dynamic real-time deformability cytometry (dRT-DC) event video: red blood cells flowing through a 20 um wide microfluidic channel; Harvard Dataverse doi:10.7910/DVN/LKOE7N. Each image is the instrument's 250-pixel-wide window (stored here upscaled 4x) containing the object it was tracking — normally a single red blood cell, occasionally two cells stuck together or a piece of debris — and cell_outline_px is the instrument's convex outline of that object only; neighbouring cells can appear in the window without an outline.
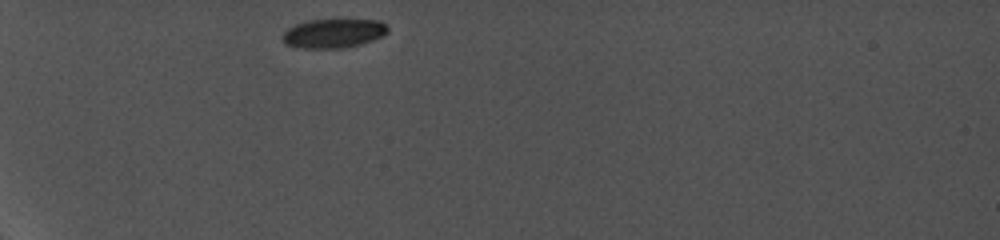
{"species": "common noctule bat (a hibernating species)", "species_latin": "Nyctalus noctula", "temperature_condition": "cold", "stored_images_in_passage": 56, "camera_frame_rate_fps": 5000, "um_per_image_px": 0.085, "animal": {"sex": "female", "body_mass_g": 19.0, "forearm_length_mm": 56.7}, "frame": {"image": 1, "passage_image": 1, "time_ms": 0.0, "image_size_px": [1000, 240], "cell_outline_px": [[388, 32], [372, 40], [360, 44], [344, 48], [296, 48], [284, 44], [284, 32], [288, 28], [296, 24], [308, 20], [380, 20], [388, 24]], "centroid_in_image_um": [28.35, 2.83], "position_along_channel_um": 56.6, "area_um2": 17.8}}
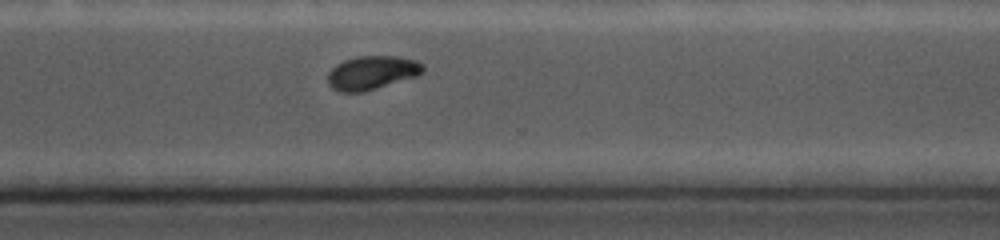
{"frame": {"image": 2, "passage_image": 43, "time_ms": 8.4, "image_size_px": [1000, 240], "cell_outline_px": [[424, 72], [416, 76], [364, 92], [340, 92], [332, 88], [328, 84], [328, 72], [336, 64], [344, 60], [356, 56], [396, 56], [416, 60], [424, 64]], "centroid_in_image_um": [31.61, 6.17], "position_along_channel_um": 339.0, "area_um2": 18.79}}
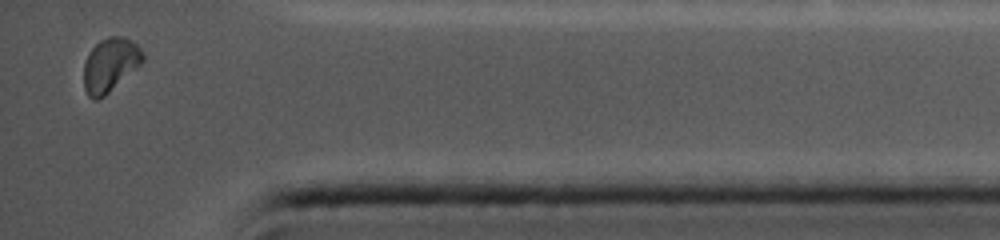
{"frame": {"image": 3, "passage_image": 56, "time_ms": 10.8, "image_size_px": [1000, 240], "cell_outline_px": [[144, 60], [140, 64], [104, 96], [96, 100], [92, 100], [88, 96], [84, 88], [84, 60], [88, 52], [100, 40], [108, 36], [124, 36], [132, 40], [144, 52]], "centroid_in_image_um": [9.34, 5.49], "position_along_channel_um": 425.9, "area_um2": 18.5}, "authors_computed_cell_mechanics": {"area_um2": 18.9584, "velocity_mm_per_s": 3.8102, "shape_relaxation_time_tau1_ms": 3.2609, "shape_relaxation_time_tau2_ms": 1.3016, "deformation_change_tau1": 0.0944, "deformation_change_tau2": 0.0374}}